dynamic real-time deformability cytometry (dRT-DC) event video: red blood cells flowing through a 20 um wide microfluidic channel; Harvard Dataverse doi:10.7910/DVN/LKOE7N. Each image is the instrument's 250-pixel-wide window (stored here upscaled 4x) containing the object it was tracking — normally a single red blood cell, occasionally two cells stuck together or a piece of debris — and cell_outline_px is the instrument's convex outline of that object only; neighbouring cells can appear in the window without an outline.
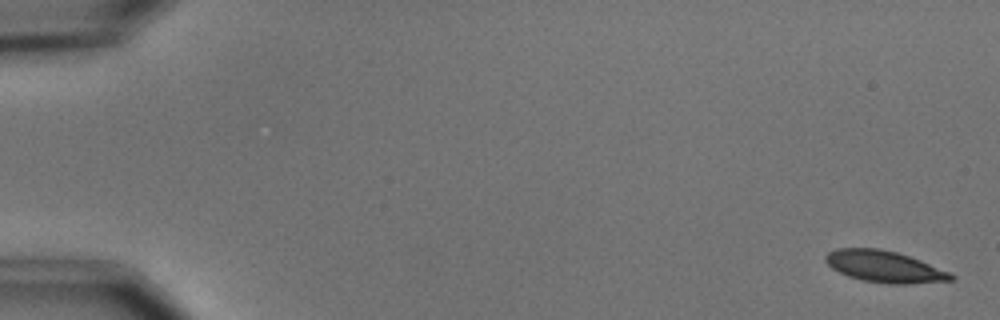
{"species": "common noctule bat (a hibernating species)", "species_latin": "Nyctalus noctula", "temperature_condition": "cold", "stored_images_in_passage": 6, "camera_frame_rate_fps": 3000, "um_per_image_px": 0.085, "animal": {"sex": "male", "body_mass_g": 15.6}, "frame": {"image": 1, "passage_image": 1, "time_ms": 0.0, "image_size_px": [1000, 320], "cell_outline_px": [[956, 276], [952, 280], [908, 284], [888, 284], [864, 280], [848, 276], [832, 268], [824, 260], [824, 256], [828, 252], [836, 248], [880, 248], [896, 252], [920, 260], [952, 272]], "centroid_in_image_um": [75.19, 22.66], "position_along_channel_um": 9.8, "area_um2": 23.12}}
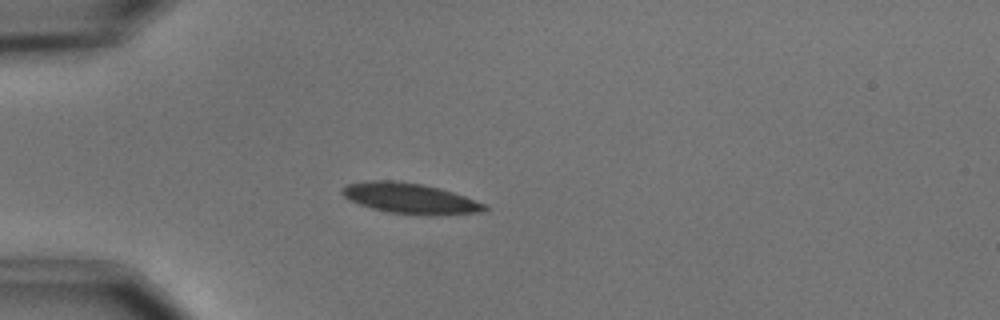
{"frame": {"image": 2, "passage_image": 5, "time_ms": 4.667, "image_size_px": [1000, 320], "cell_outline_px": [[488, 208], [484, 212], [436, 216], [428, 216], [388, 212], [372, 208], [360, 204], [344, 196], [340, 192], [340, 188], [348, 184], [368, 180], [392, 180], [424, 184], [440, 188], [488, 204]], "centroid_in_image_um": [34.91, 16.87], "position_along_channel_um": 50.1, "area_um2": 25.66}}